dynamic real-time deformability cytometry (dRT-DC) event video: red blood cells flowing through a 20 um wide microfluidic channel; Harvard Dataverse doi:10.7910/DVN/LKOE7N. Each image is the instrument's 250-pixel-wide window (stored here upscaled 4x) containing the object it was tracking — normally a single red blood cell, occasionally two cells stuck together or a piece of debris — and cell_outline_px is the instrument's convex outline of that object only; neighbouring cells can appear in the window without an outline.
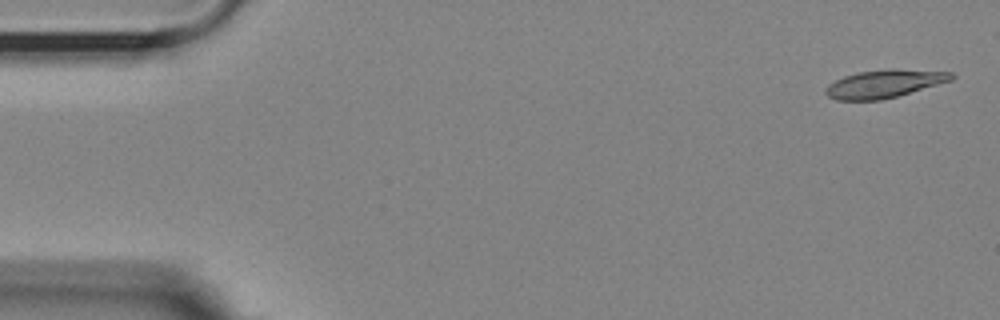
{"species": "Egyptian fruit bat (a non-hibernating species)", "species_latin": "Rousettus aegyptiacus", "temperature_condition": "room temperature", "stored_images_in_passage": 54, "camera_frame_rate_fps": 3000, "um_per_image_px": 0.085, "animal": {"sex": "female"}, "frame": {"image": 1, "passage_image": 1, "time_ms": 0.0, "image_size_px": [1000, 320], "cell_outline_px": [[956, 76], [952, 80], [896, 96], [880, 100], [836, 100], [828, 96], [824, 92], [824, 88], [828, 84], [844, 76], [856, 72], [888, 68], [896, 68], [952, 72]], "centroid_in_image_um": [75.14, 7.1], "position_along_channel_um": 9.9, "area_um2": 20.63}}
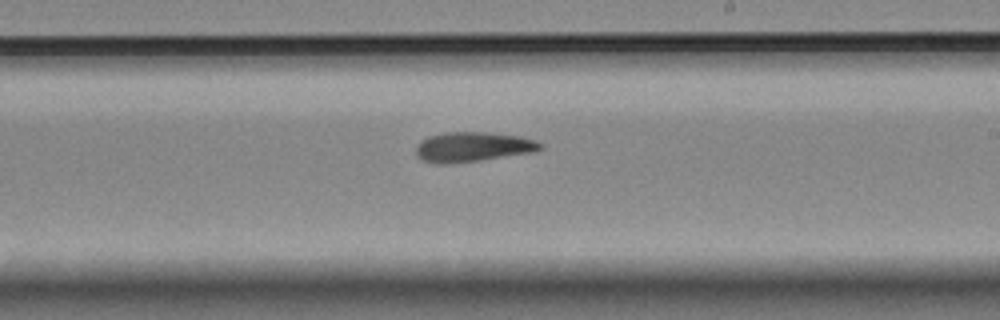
{"frame": {"image": 2, "passage_image": 31, "time_ms": 10.0, "image_size_px": [1000, 320], "cell_outline_px": [[544, 148], [536, 152], [480, 160], [444, 164], [436, 164], [420, 160], [416, 156], [416, 144], [420, 140], [428, 136], [444, 132], [488, 132], [520, 136], [536, 140], [544, 144]], "centroid_in_image_um": [40.19, 12.48], "position_along_channel_um": 248.8, "area_um2": 22.02}}
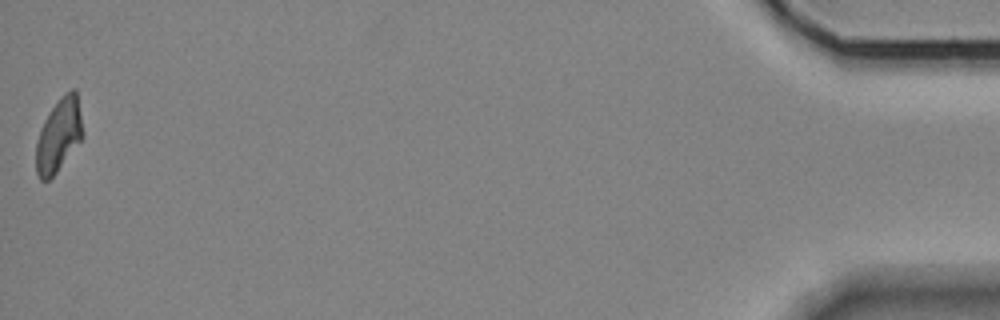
{"frame": {"image": 3, "passage_image": 54, "time_ms": 17.667, "image_size_px": [1000, 320], "cell_outline_px": [[84, 136], [56, 172], [48, 180], [40, 180], [36, 172], [36, 140], [40, 128], [44, 120], [60, 96], [64, 92], [72, 88], [76, 88], [84, 132]], "centroid_in_image_um": [5.0, 11.45], "position_along_channel_um": 430.2, "area_um2": 20.06}, "authors_computed_cell_mechanics": {"area_um2": 20.8369, "velocity_mm_per_s": 3.6101, "shape_relaxation_time_tau1_ms": 10.7734, "shape_relaxation_time_tau2_ms": 3.1311, "deformation_change_tau1": 0.2569, "deformation_change_tau2": 0.1102}}